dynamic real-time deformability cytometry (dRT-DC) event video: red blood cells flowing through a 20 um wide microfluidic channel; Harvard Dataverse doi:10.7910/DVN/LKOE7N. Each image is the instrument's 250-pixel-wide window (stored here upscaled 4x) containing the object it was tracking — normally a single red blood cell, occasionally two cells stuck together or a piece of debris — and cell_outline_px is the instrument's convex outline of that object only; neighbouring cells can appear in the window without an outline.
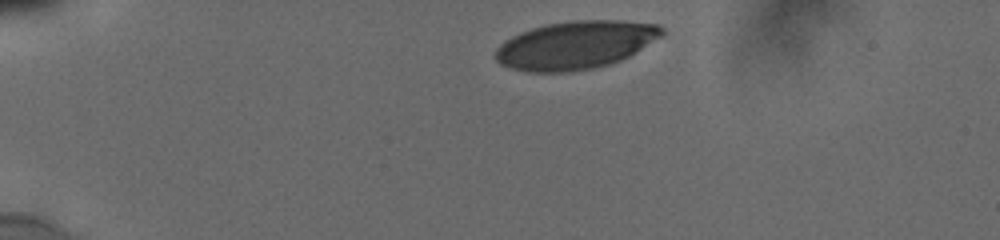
{"species": "human", "species_latin": "Homo sapiens", "temperature_condition": "cold", "stored_images_in_passage": 61, "camera_frame_rate_fps": 3000, "um_per_image_px": 0.085, "donor": {"sex": "male"}, "frame": {"image": 1, "passage_image": 1, "time_ms": 0.0, "image_size_px": [1000, 240], "cell_outline_px": [[664, 32], [660, 36], [628, 56], [620, 60], [608, 64], [592, 68], [572, 72], [528, 72], [512, 68], [500, 64], [496, 60], [496, 48], [504, 40], [520, 32], [544, 24], [572, 20], [620, 20], [656, 24], [664, 28]], "centroid_in_image_um": [48.87, 3.82], "position_along_channel_um": 36.1, "area_um2": 46.41}}
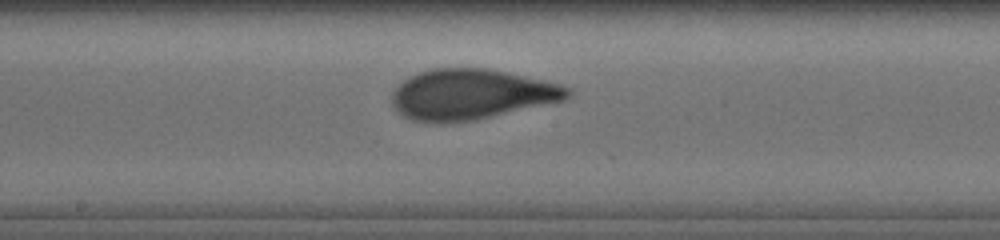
{"frame": {"image": 2, "passage_image": 34, "time_ms": 6.333, "image_size_px": [1000, 240], "cell_outline_px": [[572, 92], [564, 100], [472, 120], [440, 124], [412, 120], [404, 116], [392, 104], [392, 92], [396, 84], [408, 76], [432, 68], [488, 68], [508, 72], [560, 84], [568, 88]], "centroid_in_image_um": [39.99, 8.01], "position_along_channel_um": 208.2, "area_um2": 51.44}}
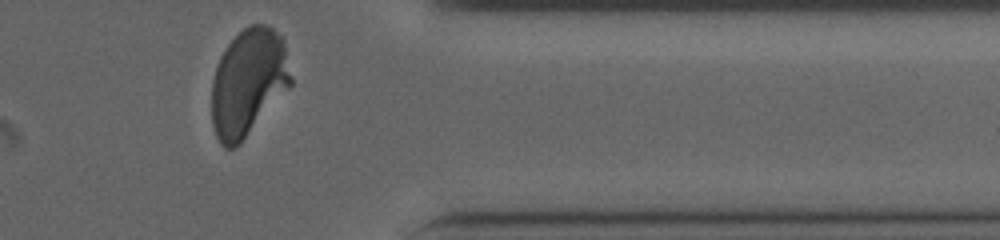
{"frame": {"image": 3, "passage_image": 60, "time_ms": 11.333, "image_size_px": [1000, 240], "cell_outline_px": [[292, 84], [240, 144], [236, 148], [224, 148], [216, 136], [212, 124], [212, 80], [216, 64], [220, 56], [228, 44], [244, 28], [252, 24], [264, 24], [272, 28], [280, 36], [284, 48], [292, 76]], "centroid_in_image_um": [21.08, 7.03], "position_along_channel_um": 390.3, "area_um2": 49.25}}